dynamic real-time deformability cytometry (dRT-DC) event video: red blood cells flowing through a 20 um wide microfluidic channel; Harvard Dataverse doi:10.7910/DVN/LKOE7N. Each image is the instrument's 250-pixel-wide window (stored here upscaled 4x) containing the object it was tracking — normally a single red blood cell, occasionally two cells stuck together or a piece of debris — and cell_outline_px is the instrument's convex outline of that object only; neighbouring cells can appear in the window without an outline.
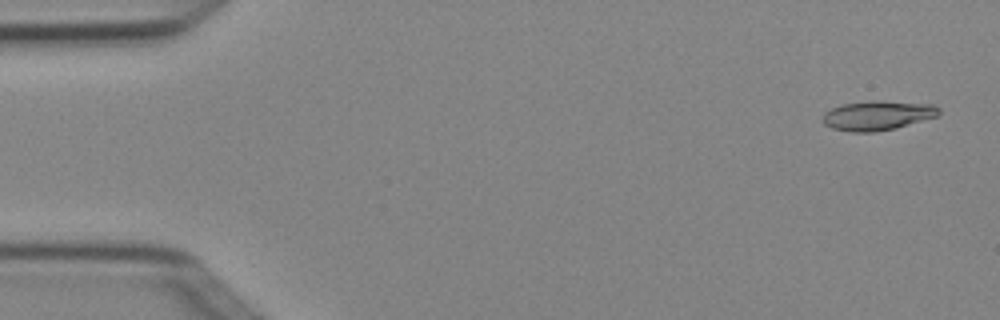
{"species": "Egyptian fruit bat (a non-hibernating species)", "species_latin": "Rousettus aegyptiacus", "temperature_condition": "cold", "stored_images_in_passage": 5, "camera_frame_rate_fps": 3000, "um_per_image_px": 0.085, "animal": {"sex": "female"}, "frame": {"image": 1, "passage_image": 1, "time_ms": 0.0, "image_size_px": [1000, 320], "cell_outline_px": [[940, 112], [936, 116], [896, 128], [876, 132], [852, 132], [832, 128], [824, 124], [824, 112], [840, 104], [932, 104], [940, 108]], "centroid_in_image_um": [74.55, 9.89], "position_along_channel_um": 10.5, "area_um2": 18.55}}
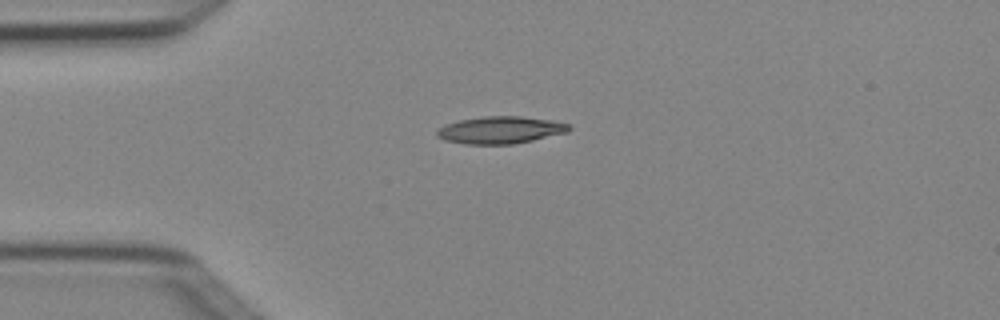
{"frame": {"image": 2, "passage_image": 4, "time_ms": 1.0, "image_size_px": [1000, 320], "cell_outline_px": [[572, 128], [568, 132], [532, 140], [512, 144], [464, 144], [444, 140], [436, 136], [436, 132], [440, 128], [448, 124], [460, 120], [484, 116], [520, 116], [552, 120], [572, 124]], "centroid_in_image_um": [42.58, 11.05], "position_along_channel_um": 42.4, "area_um2": 20.92}}
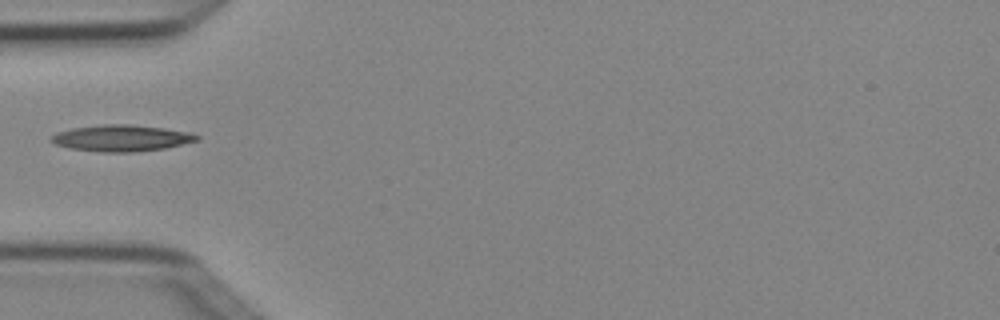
{"frame": {"image": 3, "passage_image": 5, "time_ms": 1.333, "image_size_px": [1000, 320], "cell_outline_px": [[200, 140], [164, 148], [132, 152], [104, 152], [68, 148], [56, 144], [48, 140], [56, 132], [72, 128], [104, 124], [128, 124], [164, 128], [188, 132], [200, 136]], "centroid_in_image_um": [10.3, 11.73], "position_along_channel_um": 74.7, "area_um2": 22.31}}